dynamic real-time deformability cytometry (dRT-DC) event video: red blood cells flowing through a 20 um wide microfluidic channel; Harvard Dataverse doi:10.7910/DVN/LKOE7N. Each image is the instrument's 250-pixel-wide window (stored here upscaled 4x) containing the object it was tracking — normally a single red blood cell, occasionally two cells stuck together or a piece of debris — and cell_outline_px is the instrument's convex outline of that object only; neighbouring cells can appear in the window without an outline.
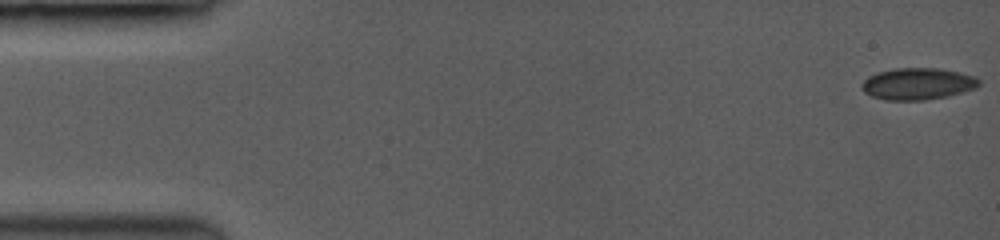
{"species": "common noctule bat (a hibernating species)", "species_latin": "Nyctalus noctula", "temperature_condition": "room temperature", "stored_images_in_passage": 56, "camera_frame_rate_fps": 3500, "um_per_image_px": 0.085, "animal": {"sex": "female", "body_mass_g": 19.0, "forearm_length_mm": 53.3}, "frame": {"image": 1, "passage_image": 1, "time_ms": 0.0, "image_size_px": [1000, 240], "cell_outline_px": [[980, 84], [976, 88], [948, 96], [924, 100], [884, 100], [872, 96], [864, 92], [860, 88], [860, 84], [868, 76], [876, 72], [896, 68], [940, 68], [960, 72], [976, 76], [980, 80]], "centroid_in_image_um": [77.99, 7.12], "position_along_channel_um": 7.0, "area_um2": 21.96}}
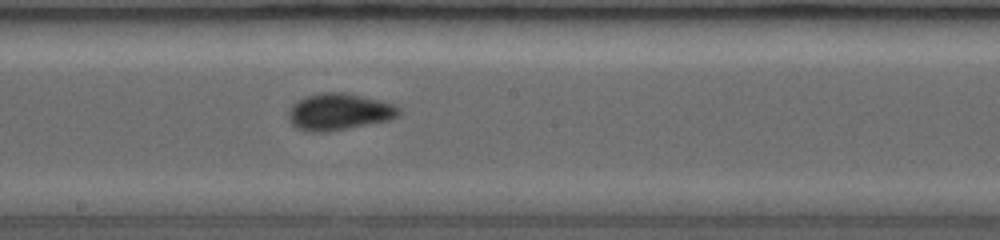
{"frame": {"image": 2, "passage_image": 32, "time_ms": 8.857, "image_size_px": [1000, 240], "cell_outline_px": [[400, 112], [396, 116], [388, 120], [328, 132], [308, 132], [296, 128], [288, 120], [288, 112], [300, 100], [308, 96], [324, 92], [336, 92], [356, 96], [392, 104]], "centroid_in_image_um": [28.74, 9.54], "position_along_channel_um": 219.5, "area_um2": 22.72}}
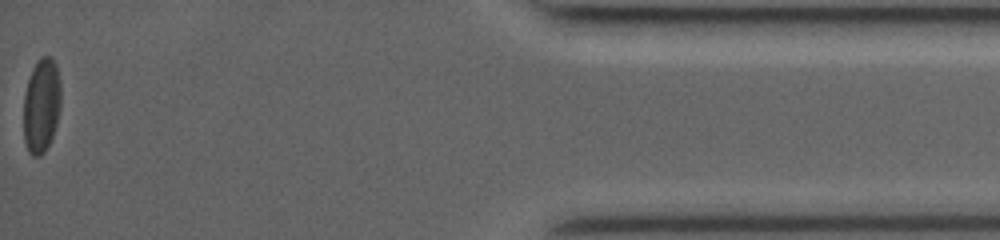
{"frame": {"image": 3, "passage_image": 56, "time_ms": 15.714, "image_size_px": [1000, 240], "cell_outline_px": [[60, 108], [56, 124], [52, 136], [44, 152], [40, 156], [32, 156], [28, 152], [24, 140], [24, 92], [32, 68], [36, 60], [40, 56], [52, 56], [56, 64], [60, 80]], "centroid_in_image_um": [3.51, 8.92], "position_along_channel_um": 431.7, "area_um2": 20.75}, "authors_computed_cell_mechanics": {"area_um2": 21.4149, "velocity_mm_per_s": 4.0755, "shape_relaxation_time_tau1_ms": 4.5091, "shape_relaxation_time_tau2_ms": 0.7699, "deformation_change_tau1": 0.0872, "deformation_change_tau2": 0.055}}